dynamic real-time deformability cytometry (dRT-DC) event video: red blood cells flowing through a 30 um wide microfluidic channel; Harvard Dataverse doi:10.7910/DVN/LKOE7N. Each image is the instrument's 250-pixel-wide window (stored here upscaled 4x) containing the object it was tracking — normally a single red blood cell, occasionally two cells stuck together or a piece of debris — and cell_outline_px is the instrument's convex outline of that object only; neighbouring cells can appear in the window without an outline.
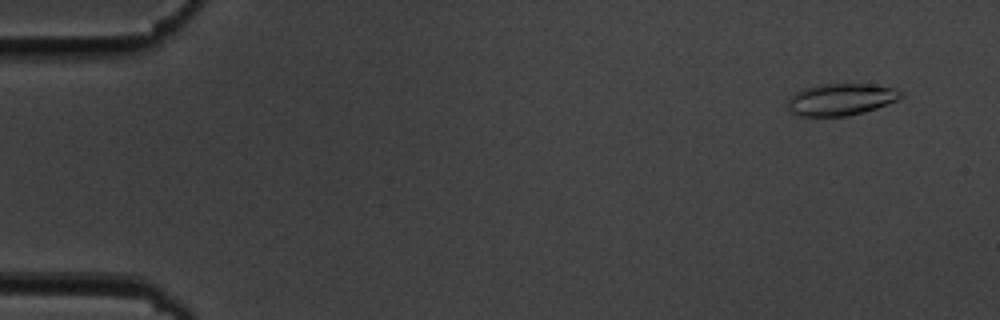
{"species": "common noctule bat (a hibernating species)", "species_latin": "Nyctalus noctula", "temperature_condition": "cold", "stored_images_in_passage": 56, "camera_frame_rate_fps": 3000, "um_per_image_px": 0.085, "animal": {"sex": "male", "body_mass_g": 19.5, "forearm_length_mm": 54.6}, "frame": {"image": 1, "passage_image": 4, "time_ms": 1.0, "image_size_px": [1000, 320], "cell_outline_px": [[904, 96], [896, 100], [876, 108], [864, 112], [848, 116], [800, 116], [792, 112], [788, 108], [788, 100], [796, 92], [804, 88], [820, 84], [872, 84], [896, 88], [904, 92]], "centroid_in_image_um": [71.51, 8.44], "position_along_channel_um": 13.5, "area_um2": 21.04}}
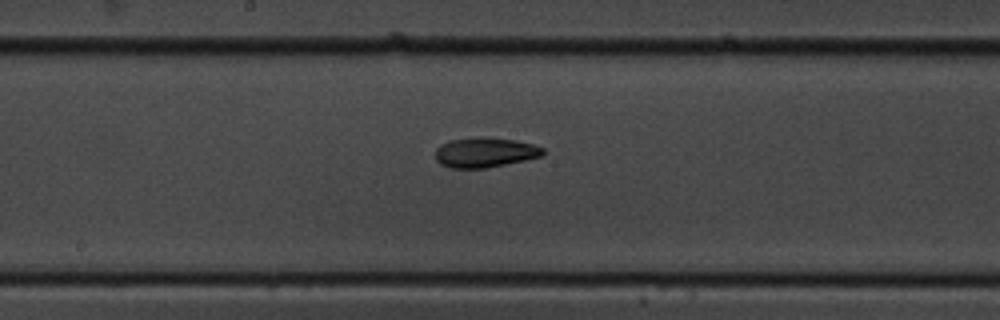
{"frame": {"image": 2, "passage_image": 30, "time_ms": 9.667, "image_size_px": [1000, 320], "cell_outline_px": [[544, 156], [484, 168], [448, 168], [440, 164], [436, 160], [436, 148], [440, 144], [448, 140], [480, 136], [516, 140], [532, 144], [544, 148]], "centroid_in_image_um": [41.19, 12.94], "position_along_channel_um": 207.0, "area_um2": 18.9}}
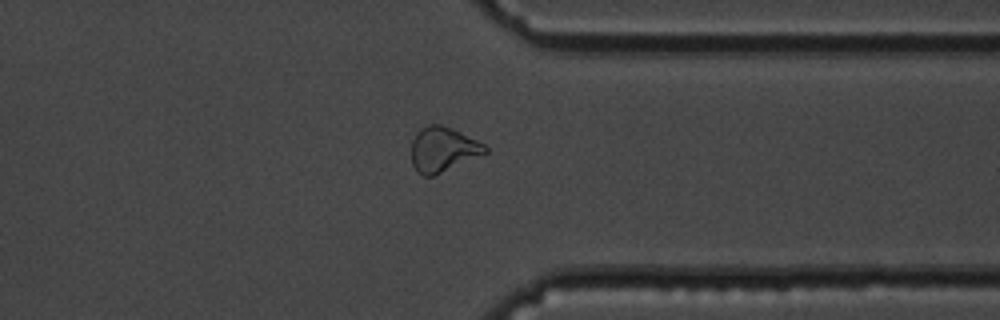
{"frame": {"image": 3, "passage_image": 44, "time_ms": 14.333, "image_size_px": [1000, 320], "cell_outline_px": [[488, 152], [432, 176], [424, 176], [416, 172], [412, 164], [412, 140], [416, 132], [428, 124], [440, 124], [452, 128], [484, 144], [488, 148]], "centroid_in_image_um": [37.62, 12.69], "position_along_channel_um": 373.8, "area_um2": 19.07}, "authors_computed_cell_mechanics": {"area_um2": 19.5653, "velocity_mm_per_s": 3.6177, "shape_relaxation_time_tau1_ms": 6.6316, "shape_relaxation_time_tau2_ms": 3.4999, "deformation_change_tau1": 0.1912, "deformation_change_tau2": 0.0987}}